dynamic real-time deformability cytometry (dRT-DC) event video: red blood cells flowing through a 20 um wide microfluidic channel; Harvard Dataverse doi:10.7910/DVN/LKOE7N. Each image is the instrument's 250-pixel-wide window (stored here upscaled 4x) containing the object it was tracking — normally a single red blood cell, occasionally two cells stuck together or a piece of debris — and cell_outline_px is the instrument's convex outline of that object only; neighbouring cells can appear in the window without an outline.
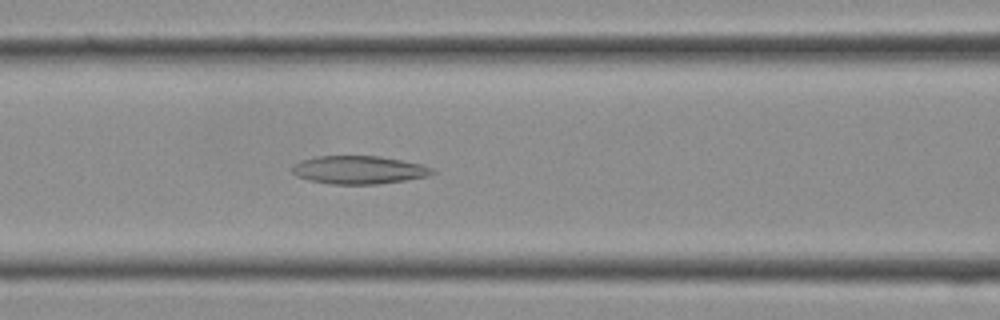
{"species": "Egyptian fruit bat (a non-hibernating species)", "species_latin": "Rousettus aegyptiacus", "temperature_condition": "cold", "stored_images_in_passage": 14, "camera_frame_rate_fps": 3000, "um_per_image_px": 0.085, "frame": {"image": 1, "passage_image": 12, "time_ms": 3.667, "image_size_px": [1000, 320], "cell_outline_px": [[436, 172], [428, 176], [404, 180], [376, 184], [332, 184], [308, 180], [296, 176], [292, 172], [292, 164], [300, 160], [316, 156], [380, 156], [420, 164], [432, 168]], "centroid_in_image_um": [30.45, 14.44], "position_along_channel_um": 136.2, "area_um2": 22.95}}
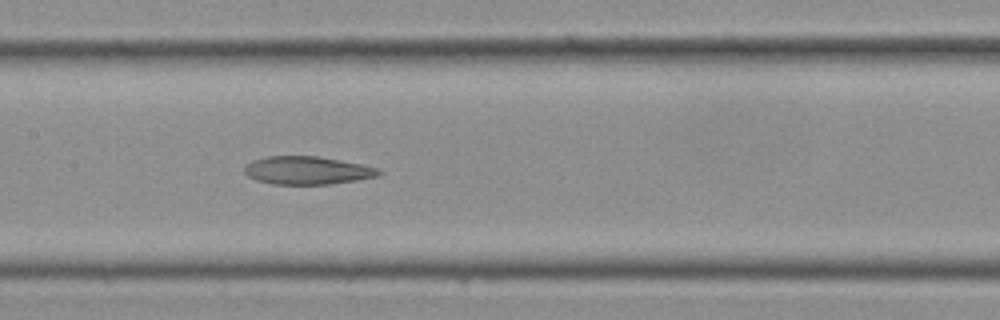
{"frame": {"image": 2, "passage_image": 14, "time_ms": 4.333, "image_size_px": [1000, 320], "cell_outline_px": [[384, 172], [380, 176], [332, 184], [272, 184], [256, 180], [248, 176], [244, 172], [244, 168], [252, 160], [268, 156], [316, 156], [340, 160], [360, 164], [376, 168]], "centroid_in_image_um": [26.12, 14.49], "position_along_channel_um": 181.3, "area_um2": 21.91}}